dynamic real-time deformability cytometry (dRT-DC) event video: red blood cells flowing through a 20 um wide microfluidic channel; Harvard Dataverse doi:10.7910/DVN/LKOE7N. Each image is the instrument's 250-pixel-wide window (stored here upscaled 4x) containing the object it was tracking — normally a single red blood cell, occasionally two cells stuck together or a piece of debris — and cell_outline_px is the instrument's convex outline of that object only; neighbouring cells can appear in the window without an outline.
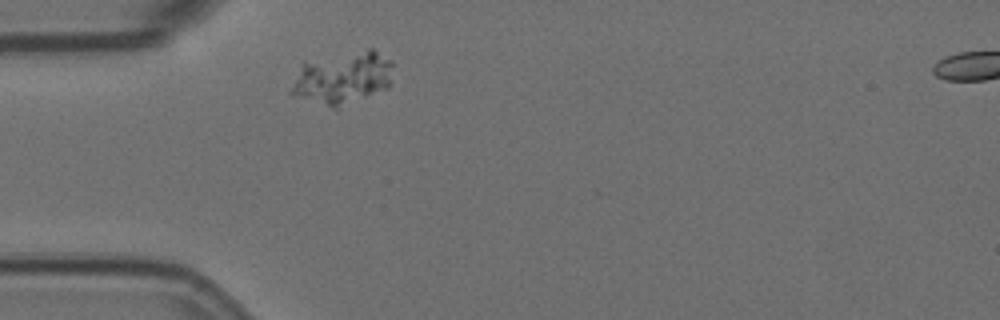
{"species": "Egyptian fruit bat (a non-hibernating species)", "species_latin": "Rousettus aegyptiacus", "temperature_condition": "room temperature", "stored_images_in_passage": 12, "camera_frame_rate_fps": 3000, "um_per_image_px": 0.085, "animal": {"sex": "female"}, "frame": {"image": 1, "passage_image": 1, "time_ms": 0.0, "image_size_px": [1000, 320], "cell_outline_px": [[392, 64], [388, 88], [336, 108], [332, 108], [288, 92], [304, 60], [368, 48], [372, 48], [392, 60]], "centroid_in_image_um": [29.12, 6.57], "position_along_channel_um": 55.9, "area_um2": 30.98}}
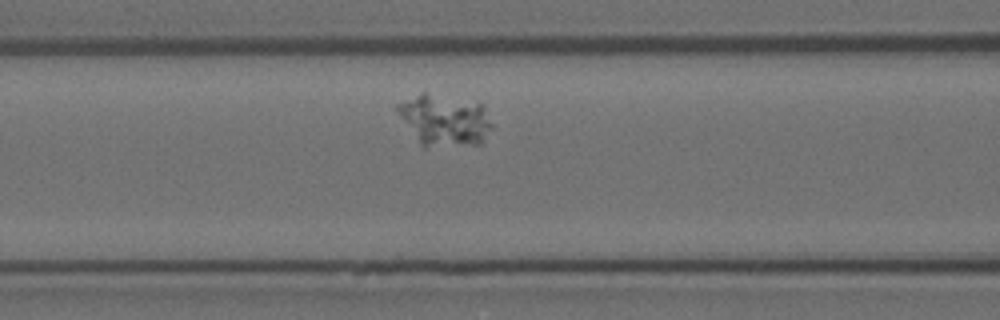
{"frame": {"image": 2, "passage_image": 8, "time_ms": 2.333, "image_size_px": [1000, 320], "cell_outline_px": [[492, 128], [480, 144], [424, 148], [420, 144], [396, 108], [396, 104], [420, 92], [424, 92], [484, 104], [492, 124]], "centroid_in_image_um": [37.82, 10.22], "position_along_channel_um": 128.8, "area_um2": 28.21}}
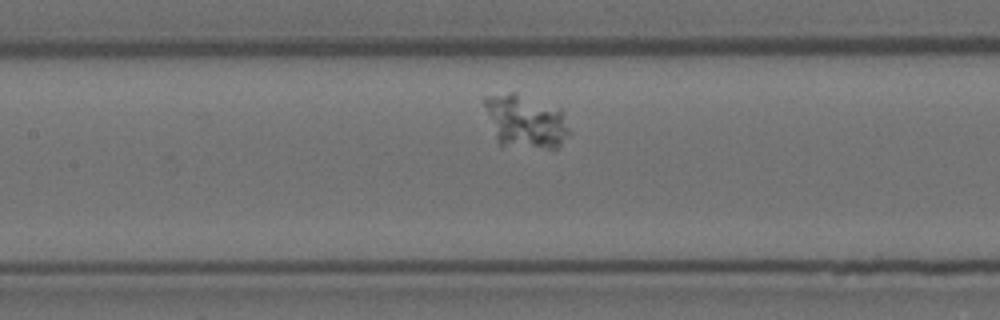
{"frame": {"image": 3, "passage_image": 11, "time_ms": 3.333, "image_size_px": [1000, 320], "cell_outline_px": [[572, 132], [556, 148], [500, 148], [496, 140], [484, 104], [484, 96], [508, 92], [516, 92], [560, 108], [564, 112]], "centroid_in_image_um": [44.68, 10.34], "position_along_channel_um": 162.7, "area_um2": 27.17}}